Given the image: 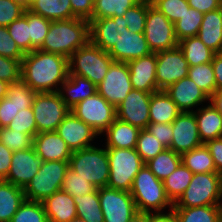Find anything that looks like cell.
<instances>
[{
  "label": "cell",
  "instance_id": "obj_36",
  "mask_svg": "<svg viewBox=\"0 0 222 222\" xmlns=\"http://www.w3.org/2000/svg\"><path fill=\"white\" fill-rule=\"evenodd\" d=\"M180 163L181 155L166 148L145 164L159 180L163 181L176 170Z\"/></svg>",
  "mask_w": 222,
  "mask_h": 222
},
{
  "label": "cell",
  "instance_id": "obj_24",
  "mask_svg": "<svg viewBox=\"0 0 222 222\" xmlns=\"http://www.w3.org/2000/svg\"><path fill=\"white\" fill-rule=\"evenodd\" d=\"M48 222H70L77 217L76 205L71 195L63 190L54 192L42 201Z\"/></svg>",
  "mask_w": 222,
  "mask_h": 222
},
{
  "label": "cell",
  "instance_id": "obj_29",
  "mask_svg": "<svg viewBox=\"0 0 222 222\" xmlns=\"http://www.w3.org/2000/svg\"><path fill=\"white\" fill-rule=\"evenodd\" d=\"M181 112L165 91H157L151 94L150 123H172Z\"/></svg>",
  "mask_w": 222,
  "mask_h": 222
},
{
  "label": "cell",
  "instance_id": "obj_31",
  "mask_svg": "<svg viewBox=\"0 0 222 222\" xmlns=\"http://www.w3.org/2000/svg\"><path fill=\"white\" fill-rule=\"evenodd\" d=\"M24 200L22 188L0 180V222H10Z\"/></svg>",
  "mask_w": 222,
  "mask_h": 222
},
{
  "label": "cell",
  "instance_id": "obj_10",
  "mask_svg": "<svg viewBox=\"0 0 222 222\" xmlns=\"http://www.w3.org/2000/svg\"><path fill=\"white\" fill-rule=\"evenodd\" d=\"M32 109L38 133L56 131L70 112L58 92L36 93Z\"/></svg>",
  "mask_w": 222,
  "mask_h": 222
},
{
  "label": "cell",
  "instance_id": "obj_8",
  "mask_svg": "<svg viewBox=\"0 0 222 222\" xmlns=\"http://www.w3.org/2000/svg\"><path fill=\"white\" fill-rule=\"evenodd\" d=\"M69 161H44L38 173L23 189L25 199L42 202L54 192L61 190Z\"/></svg>",
  "mask_w": 222,
  "mask_h": 222
},
{
  "label": "cell",
  "instance_id": "obj_63",
  "mask_svg": "<svg viewBox=\"0 0 222 222\" xmlns=\"http://www.w3.org/2000/svg\"><path fill=\"white\" fill-rule=\"evenodd\" d=\"M128 222H148V213L137 212Z\"/></svg>",
  "mask_w": 222,
  "mask_h": 222
},
{
  "label": "cell",
  "instance_id": "obj_43",
  "mask_svg": "<svg viewBox=\"0 0 222 222\" xmlns=\"http://www.w3.org/2000/svg\"><path fill=\"white\" fill-rule=\"evenodd\" d=\"M10 222H48L42 202L24 200Z\"/></svg>",
  "mask_w": 222,
  "mask_h": 222
},
{
  "label": "cell",
  "instance_id": "obj_6",
  "mask_svg": "<svg viewBox=\"0 0 222 222\" xmlns=\"http://www.w3.org/2000/svg\"><path fill=\"white\" fill-rule=\"evenodd\" d=\"M69 167L96 188L107 187L109 179V161L105 149L94 145L72 152Z\"/></svg>",
  "mask_w": 222,
  "mask_h": 222
},
{
  "label": "cell",
  "instance_id": "obj_40",
  "mask_svg": "<svg viewBox=\"0 0 222 222\" xmlns=\"http://www.w3.org/2000/svg\"><path fill=\"white\" fill-rule=\"evenodd\" d=\"M188 77L194 81L209 97L216 91V80L212 62L189 67Z\"/></svg>",
  "mask_w": 222,
  "mask_h": 222
},
{
  "label": "cell",
  "instance_id": "obj_44",
  "mask_svg": "<svg viewBox=\"0 0 222 222\" xmlns=\"http://www.w3.org/2000/svg\"><path fill=\"white\" fill-rule=\"evenodd\" d=\"M97 188L88 180L82 178L77 172L70 167L66 170L65 178L61 190L67 192L72 197L83 196L94 192Z\"/></svg>",
  "mask_w": 222,
  "mask_h": 222
},
{
  "label": "cell",
  "instance_id": "obj_56",
  "mask_svg": "<svg viewBox=\"0 0 222 222\" xmlns=\"http://www.w3.org/2000/svg\"><path fill=\"white\" fill-rule=\"evenodd\" d=\"M18 110L7 97L0 100V128L7 127L17 115Z\"/></svg>",
  "mask_w": 222,
  "mask_h": 222
},
{
  "label": "cell",
  "instance_id": "obj_45",
  "mask_svg": "<svg viewBox=\"0 0 222 222\" xmlns=\"http://www.w3.org/2000/svg\"><path fill=\"white\" fill-rule=\"evenodd\" d=\"M135 149L146 163L166 148L147 129H141Z\"/></svg>",
  "mask_w": 222,
  "mask_h": 222
},
{
  "label": "cell",
  "instance_id": "obj_38",
  "mask_svg": "<svg viewBox=\"0 0 222 222\" xmlns=\"http://www.w3.org/2000/svg\"><path fill=\"white\" fill-rule=\"evenodd\" d=\"M203 13L189 8L178 21L174 23L177 41L188 37L197 36L203 20Z\"/></svg>",
  "mask_w": 222,
  "mask_h": 222
},
{
  "label": "cell",
  "instance_id": "obj_58",
  "mask_svg": "<svg viewBox=\"0 0 222 222\" xmlns=\"http://www.w3.org/2000/svg\"><path fill=\"white\" fill-rule=\"evenodd\" d=\"M188 5L203 14L222 8V0H187Z\"/></svg>",
  "mask_w": 222,
  "mask_h": 222
},
{
  "label": "cell",
  "instance_id": "obj_35",
  "mask_svg": "<svg viewBox=\"0 0 222 222\" xmlns=\"http://www.w3.org/2000/svg\"><path fill=\"white\" fill-rule=\"evenodd\" d=\"M192 177V171L181 162L176 170L162 181L167 197L173 204L187 189L189 183L192 180Z\"/></svg>",
  "mask_w": 222,
  "mask_h": 222
},
{
  "label": "cell",
  "instance_id": "obj_27",
  "mask_svg": "<svg viewBox=\"0 0 222 222\" xmlns=\"http://www.w3.org/2000/svg\"><path fill=\"white\" fill-rule=\"evenodd\" d=\"M197 36L213 52L222 53V8L203 15Z\"/></svg>",
  "mask_w": 222,
  "mask_h": 222
},
{
  "label": "cell",
  "instance_id": "obj_18",
  "mask_svg": "<svg viewBox=\"0 0 222 222\" xmlns=\"http://www.w3.org/2000/svg\"><path fill=\"white\" fill-rule=\"evenodd\" d=\"M88 21L90 23V41L105 52H109L122 34L128 31L123 16L89 19Z\"/></svg>",
  "mask_w": 222,
  "mask_h": 222
},
{
  "label": "cell",
  "instance_id": "obj_51",
  "mask_svg": "<svg viewBox=\"0 0 222 222\" xmlns=\"http://www.w3.org/2000/svg\"><path fill=\"white\" fill-rule=\"evenodd\" d=\"M25 10L26 8L15 0H0V26L7 27L20 18Z\"/></svg>",
  "mask_w": 222,
  "mask_h": 222
},
{
  "label": "cell",
  "instance_id": "obj_49",
  "mask_svg": "<svg viewBox=\"0 0 222 222\" xmlns=\"http://www.w3.org/2000/svg\"><path fill=\"white\" fill-rule=\"evenodd\" d=\"M151 4L173 23L190 8L187 0H151Z\"/></svg>",
  "mask_w": 222,
  "mask_h": 222
},
{
  "label": "cell",
  "instance_id": "obj_64",
  "mask_svg": "<svg viewBox=\"0 0 222 222\" xmlns=\"http://www.w3.org/2000/svg\"><path fill=\"white\" fill-rule=\"evenodd\" d=\"M9 84L3 80H0V100L6 97Z\"/></svg>",
  "mask_w": 222,
  "mask_h": 222
},
{
  "label": "cell",
  "instance_id": "obj_55",
  "mask_svg": "<svg viewBox=\"0 0 222 222\" xmlns=\"http://www.w3.org/2000/svg\"><path fill=\"white\" fill-rule=\"evenodd\" d=\"M72 13L77 18L89 20L94 11V0H70Z\"/></svg>",
  "mask_w": 222,
  "mask_h": 222
},
{
  "label": "cell",
  "instance_id": "obj_12",
  "mask_svg": "<svg viewBox=\"0 0 222 222\" xmlns=\"http://www.w3.org/2000/svg\"><path fill=\"white\" fill-rule=\"evenodd\" d=\"M98 196L104 222H128L138 212L128 191L101 187Z\"/></svg>",
  "mask_w": 222,
  "mask_h": 222
},
{
  "label": "cell",
  "instance_id": "obj_28",
  "mask_svg": "<svg viewBox=\"0 0 222 222\" xmlns=\"http://www.w3.org/2000/svg\"><path fill=\"white\" fill-rule=\"evenodd\" d=\"M193 113L196 117L202 143L222 137V116L211 102L207 106L193 111Z\"/></svg>",
  "mask_w": 222,
  "mask_h": 222
},
{
  "label": "cell",
  "instance_id": "obj_61",
  "mask_svg": "<svg viewBox=\"0 0 222 222\" xmlns=\"http://www.w3.org/2000/svg\"><path fill=\"white\" fill-rule=\"evenodd\" d=\"M148 222H176V219L173 210H170L168 213H148Z\"/></svg>",
  "mask_w": 222,
  "mask_h": 222
},
{
  "label": "cell",
  "instance_id": "obj_32",
  "mask_svg": "<svg viewBox=\"0 0 222 222\" xmlns=\"http://www.w3.org/2000/svg\"><path fill=\"white\" fill-rule=\"evenodd\" d=\"M176 222H222L221 205L172 208Z\"/></svg>",
  "mask_w": 222,
  "mask_h": 222
},
{
  "label": "cell",
  "instance_id": "obj_65",
  "mask_svg": "<svg viewBox=\"0 0 222 222\" xmlns=\"http://www.w3.org/2000/svg\"><path fill=\"white\" fill-rule=\"evenodd\" d=\"M15 1L20 3L26 9H28L31 6L32 2H33V0H15Z\"/></svg>",
  "mask_w": 222,
  "mask_h": 222
},
{
  "label": "cell",
  "instance_id": "obj_42",
  "mask_svg": "<svg viewBox=\"0 0 222 222\" xmlns=\"http://www.w3.org/2000/svg\"><path fill=\"white\" fill-rule=\"evenodd\" d=\"M24 14L27 16V21L30 26L31 52L39 49L49 31L51 20H48L40 15L32 13L26 9Z\"/></svg>",
  "mask_w": 222,
  "mask_h": 222
},
{
  "label": "cell",
  "instance_id": "obj_62",
  "mask_svg": "<svg viewBox=\"0 0 222 222\" xmlns=\"http://www.w3.org/2000/svg\"><path fill=\"white\" fill-rule=\"evenodd\" d=\"M214 107L218 110L219 114L222 116V90L215 91V93L210 97V101Z\"/></svg>",
  "mask_w": 222,
  "mask_h": 222
},
{
  "label": "cell",
  "instance_id": "obj_59",
  "mask_svg": "<svg viewBox=\"0 0 222 222\" xmlns=\"http://www.w3.org/2000/svg\"><path fill=\"white\" fill-rule=\"evenodd\" d=\"M13 152L0 142V180H4L10 170Z\"/></svg>",
  "mask_w": 222,
  "mask_h": 222
},
{
  "label": "cell",
  "instance_id": "obj_47",
  "mask_svg": "<svg viewBox=\"0 0 222 222\" xmlns=\"http://www.w3.org/2000/svg\"><path fill=\"white\" fill-rule=\"evenodd\" d=\"M33 136L7 127L0 128V142L10 151H22L33 146Z\"/></svg>",
  "mask_w": 222,
  "mask_h": 222
},
{
  "label": "cell",
  "instance_id": "obj_13",
  "mask_svg": "<svg viewBox=\"0 0 222 222\" xmlns=\"http://www.w3.org/2000/svg\"><path fill=\"white\" fill-rule=\"evenodd\" d=\"M158 91H164L182 78L188 77L189 66L179 46L156 52Z\"/></svg>",
  "mask_w": 222,
  "mask_h": 222
},
{
  "label": "cell",
  "instance_id": "obj_66",
  "mask_svg": "<svg viewBox=\"0 0 222 222\" xmlns=\"http://www.w3.org/2000/svg\"><path fill=\"white\" fill-rule=\"evenodd\" d=\"M70 222H88V221H86V220H84V219H81V218L76 217V218L72 219Z\"/></svg>",
  "mask_w": 222,
  "mask_h": 222
},
{
  "label": "cell",
  "instance_id": "obj_7",
  "mask_svg": "<svg viewBox=\"0 0 222 222\" xmlns=\"http://www.w3.org/2000/svg\"><path fill=\"white\" fill-rule=\"evenodd\" d=\"M109 161L107 187L131 191L134 178L145 164L136 149L106 148Z\"/></svg>",
  "mask_w": 222,
  "mask_h": 222
},
{
  "label": "cell",
  "instance_id": "obj_22",
  "mask_svg": "<svg viewBox=\"0 0 222 222\" xmlns=\"http://www.w3.org/2000/svg\"><path fill=\"white\" fill-rule=\"evenodd\" d=\"M152 53L143 33L125 31L108 54L116 62H128Z\"/></svg>",
  "mask_w": 222,
  "mask_h": 222
},
{
  "label": "cell",
  "instance_id": "obj_3",
  "mask_svg": "<svg viewBox=\"0 0 222 222\" xmlns=\"http://www.w3.org/2000/svg\"><path fill=\"white\" fill-rule=\"evenodd\" d=\"M137 211L145 213L164 212L167 206L172 210L174 204L167 197L163 182L159 180L146 164L136 174L130 191Z\"/></svg>",
  "mask_w": 222,
  "mask_h": 222
},
{
  "label": "cell",
  "instance_id": "obj_16",
  "mask_svg": "<svg viewBox=\"0 0 222 222\" xmlns=\"http://www.w3.org/2000/svg\"><path fill=\"white\" fill-rule=\"evenodd\" d=\"M171 124L173 137L169 148L177 154L182 155L203 144L193 112H181Z\"/></svg>",
  "mask_w": 222,
  "mask_h": 222
},
{
  "label": "cell",
  "instance_id": "obj_5",
  "mask_svg": "<svg viewBox=\"0 0 222 222\" xmlns=\"http://www.w3.org/2000/svg\"><path fill=\"white\" fill-rule=\"evenodd\" d=\"M113 62L108 52L89 41L68 58L69 74L85 77L98 86Z\"/></svg>",
  "mask_w": 222,
  "mask_h": 222
},
{
  "label": "cell",
  "instance_id": "obj_41",
  "mask_svg": "<svg viewBox=\"0 0 222 222\" xmlns=\"http://www.w3.org/2000/svg\"><path fill=\"white\" fill-rule=\"evenodd\" d=\"M36 93L21 79L19 82L9 84L6 97L20 111L32 107Z\"/></svg>",
  "mask_w": 222,
  "mask_h": 222
},
{
  "label": "cell",
  "instance_id": "obj_21",
  "mask_svg": "<svg viewBox=\"0 0 222 222\" xmlns=\"http://www.w3.org/2000/svg\"><path fill=\"white\" fill-rule=\"evenodd\" d=\"M182 112H193V108L210 97L189 77L182 78L164 90Z\"/></svg>",
  "mask_w": 222,
  "mask_h": 222
},
{
  "label": "cell",
  "instance_id": "obj_25",
  "mask_svg": "<svg viewBox=\"0 0 222 222\" xmlns=\"http://www.w3.org/2000/svg\"><path fill=\"white\" fill-rule=\"evenodd\" d=\"M61 86L58 93L70 109L97 92L95 84L76 74H69Z\"/></svg>",
  "mask_w": 222,
  "mask_h": 222
},
{
  "label": "cell",
  "instance_id": "obj_20",
  "mask_svg": "<svg viewBox=\"0 0 222 222\" xmlns=\"http://www.w3.org/2000/svg\"><path fill=\"white\" fill-rule=\"evenodd\" d=\"M130 70V81L133 89L146 93L158 91L156 81V53L152 52L146 56L127 62Z\"/></svg>",
  "mask_w": 222,
  "mask_h": 222
},
{
  "label": "cell",
  "instance_id": "obj_2",
  "mask_svg": "<svg viewBox=\"0 0 222 222\" xmlns=\"http://www.w3.org/2000/svg\"><path fill=\"white\" fill-rule=\"evenodd\" d=\"M90 41V23L86 19L51 21L49 31L39 50L69 58Z\"/></svg>",
  "mask_w": 222,
  "mask_h": 222
},
{
  "label": "cell",
  "instance_id": "obj_19",
  "mask_svg": "<svg viewBox=\"0 0 222 222\" xmlns=\"http://www.w3.org/2000/svg\"><path fill=\"white\" fill-rule=\"evenodd\" d=\"M56 132L72 152L93 146L91 141L99 136L91 126L78 119L71 111L59 124Z\"/></svg>",
  "mask_w": 222,
  "mask_h": 222
},
{
  "label": "cell",
  "instance_id": "obj_23",
  "mask_svg": "<svg viewBox=\"0 0 222 222\" xmlns=\"http://www.w3.org/2000/svg\"><path fill=\"white\" fill-rule=\"evenodd\" d=\"M33 148L43 161H69L72 151L56 131L37 133Z\"/></svg>",
  "mask_w": 222,
  "mask_h": 222
},
{
  "label": "cell",
  "instance_id": "obj_9",
  "mask_svg": "<svg viewBox=\"0 0 222 222\" xmlns=\"http://www.w3.org/2000/svg\"><path fill=\"white\" fill-rule=\"evenodd\" d=\"M144 37L154 53L178 46L174 23L147 1V17Z\"/></svg>",
  "mask_w": 222,
  "mask_h": 222
},
{
  "label": "cell",
  "instance_id": "obj_54",
  "mask_svg": "<svg viewBox=\"0 0 222 222\" xmlns=\"http://www.w3.org/2000/svg\"><path fill=\"white\" fill-rule=\"evenodd\" d=\"M146 129L155 136L165 148L171 146L173 137L171 123H149Z\"/></svg>",
  "mask_w": 222,
  "mask_h": 222
},
{
  "label": "cell",
  "instance_id": "obj_53",
  "mask_svg": "<svg viewBox=\"0 0 222 222\" xmlns=\"http://www.w3.org/2000/svg\"><path fill=\"white\" fill-rule=\"evenodd\" d=\"M0 55L15 60L22 59L25 53L18 47L16 42L10 37L6 27L0 26Z\"/></svg>",
  "mask_w": 222,
  "mask_h": 222
},
{
  "label": "cell",
  "instance_id": "obj_34",
  "mask_svg": "<svg viewBox=\"0 0 222 222\" xmlns=\"http://www.w3.org/2000/svg\"><path fill=\"white\" fill-rule=\"evenodd\" d=\"M181 162L189 168L193 174L217 172L211 153L204 143L182 154Z\"/></svg>",
  "mask_w": 222,
  "mask_h": 222
},
{
  "label": "cell",
  "instance_id": "obj_57",
  "mask_svg": "<svg viewBox=\"0 0 222 222\" xmlns=\"http://www.w3.org/2000/svg\"><path fill=\"white\" fill-rule=\"evenodd\" d=\"M204 144L211 153L217 173L222 175V137L208 140Z\"/></svg>",
  "mask_w": 222,
  "mask_h": 222
},
{
  "label": "cell",
  "instance_id": "obj_48",
  "mask_svg": "<svg viewBox=\"0 0 222 222\" xmlns=\"http://www.w3.org/2000/svg\"><path fill=\"white\" fill-rule=\"evenodd\" d=\"M123 17L129 31L144 33L147 17V0H139L134 6L127 9Z\"/></svg>",
  "mask_w": 222,
  "mask_h": 222
},
{
  "label": "cell",
  "instance_id": "obj_26",
  "mask_svg": "<svg viewBox=\"0 0 222 222\" xmlns=\"http://www.w3.org/2000/svg\"><path fill=\"white\" fill-rule=\"evenodd\" d=\"M141 129L129 123L115 119L103 132L106 135V148L135 149Z\"/></svg>",
  "mask_w": 222,
  "mask_h": 222
},
{
  "label": "cell",
  "instance_id": "obj_1",
  "mask_svg": "<svg viewBox=\"0 0 222 222\" xmlns=\"http://www.w3.org/2000/svg\"><path fill=\"white\" fill-rule=\"evenodd\" d=\"M68 75V58L60 54L36 49L21 62V79L37 93L58 92Z\"/></svg>",
  "mask_w": 222,
  "mask_h": 222
},
{
  "label": "cell",
  "instance_id": "obj_50",
  "mask_svg": "<svg viewBox=\"0 0 222 222\" xmlns=\"http://www.w3.org/2000/svg\"><path fill=\"white\" fill-rule=\"evenodd\" d=\"M7 128L27 133L34 137L38 132L32 107L18 111Z\"/></svg>",
  "mask_w": 222,
  "mask_h": 222
},
{
  "label": "cell",
  "instance_id": "obj_37",
  "mask_svg": "<svg viewBox=\"0 0 222 222\" xmlns=\"http://www.w3.org/2000/svg\"><path fill=\"white\" fill-rule=\"evenodd\" d=\"M77 217L88 222H104V216L100 207L98 188L89 194L73 197Z\"/></svg>",
  "mask_w": 222,
  "mask_h": 222
},
{
  "label": "cell",
  "instance_id": "obj_52",
  "mask_svg": "<svg viewBox=\"0 0 222 222\" xmlns=\"http://www.w3.org/2000/svg\"><path fill=\"white\" fill-rule=\"evenodd\" d=\"M0 80L12 84L21 80V61L0 55Z\"/></svg>",
  "mask_w": 222,
  "mask_h": 222
},
{
  "label": "cell",
  "instance_id": "obj_4",
  "mask_svg": "<svg viewBox=\"0 0 222 222\" xmlns=\"http://www.w3.org/2000/svg\"><path fill=\"white\" fill-rule=\"evenodd\" d=\"M222 175L217 172L196 173L173 208L222 204Z\"/></svg>",
  "mask_w": 222,
  "mask_h": 222
},
{
  "label": "cell",
  "instance_id": "obj_14",
  "mask_svg": "<svg viewBox=\"0 0 222 222\" xmlns=\"http://www.w3.org/2000/svg\"><path fill=\"white\" fill-rule=\"evenodd\" d=\"M96 87L97 93L116 108L133 89L128 64L114 61L103 81Z\"/></svg>",
  "mask_w": 222,
  "mask_h": 222
},
{
  "label": "cell",
  "instance_id": "obj_46",
  "mask_svg": "<svg viewBox=\"0 0 222 222\" xmlns=\"http://www.w3.org/2000/svg\"><path fill=\"white\" fill-rule=\"evenodd\" d=\"M6 28L10 37L25 54L31 52L30 26L25 14L10 23Z\"/></svg>",
  "mask_w": 222,
  "mask_h": 222
},
{
  "label": "cell",
  "instance_id": "obj_30",
  "mask_svg": "<svg viewBox=\"0 0 222 222\" xmlns=\"http://www.w3.org/2000/svg\"><path fill=\"white\" fill-rule=\"evenodd\" d=\"M28 10L51 21L76 18L70 0H33Z\"/></svg>",
  "mask_w": 222,
  "mask_h": 222
},
{
  "label": "cell",
  "instance_id": "obj_39",
  "mask_svg": "<svg viewBox=\"0 0 222 222\" xmlns=\"http://www.w3.org/2000/svg\"><path fill=\"white\" fill-rule=\"evenodd\" d=\"M139 0H94V11L90 19H101L113 16H123L127 9Z\"/></svg>",
  "mask_w": 222,
  "mask_h": 222
},
{
  "label": "cell",
  "instance_id": "obj_17",
  "mask_svg": "<svg viewBox=\"0 0 222 222\" xmlns=\"http://www.w3.org/2000/svg\"><path fill=\"white\" fill-rule=\"evenodd\" d=\"M33 146L12 154L11 167L4 181L24 189L43 164Z\"/></svg>",
  "mask_w": 222,
  "mask_h": 222
},
{
  "label": "cell",
  "instance_id": "obj_60",
  "mask_svg": "<svg viewBox=\"0 0 222 222\" xmlns=\"http://www.w3.org/2000/svg\"><path fill=\"white\" fill-rule=\"evenodd\" d=\"M212 67L214 71V76L216 80V91L222 90V53H217L214 55L212 61Z\"/></svg>",
  "mask_w": 222,
  "mask_h": 222
},
{
  "label": "cell",
  "instance_id": "obj_11",
  "mask_svg": "<svg viewBox=\"0 0 222 222\" xmlns=\"http://www.w3.org/2000/svg\"><path fill=\"white\" fill-rule=\"evenodd\" d=\"M70 111L101 135L116 119V108L97 92Z\"/></svg>",
  "mask_w": 222,
  "mask_h": 222
},
{
  "label": "cell",
  "instance_id": "obj_15",
  "mask_svg": "<svg viewBox=\"0 0 222 222\" xmlns=\"http://www.w3.org/2000/svg\"><path fill=\"white\" fill-rule=\"evenodd\" d=\"M151 94L132 89L116 107V118L140 129H146L150 123L149 106Z\"/></svg>",
  "mask_w": 222,
  "mask_h": 222
},
{
  "label": "cell",
  "instance_id": "obj_33",
  "mask_svg": "<svg viewBox=\"0 0 222 222\" xmlns=\"http://www.w3.org/2000/svg\"><path fill=\"white\" fill-rule=\"evenodd\" d=\"M178 46L183 52L189 67L212 62L216 54L198 36L185 38L178 42Z\"/></svg>",
  "mask_w": 222,
  "mask_h": 222
}]
</instances>
